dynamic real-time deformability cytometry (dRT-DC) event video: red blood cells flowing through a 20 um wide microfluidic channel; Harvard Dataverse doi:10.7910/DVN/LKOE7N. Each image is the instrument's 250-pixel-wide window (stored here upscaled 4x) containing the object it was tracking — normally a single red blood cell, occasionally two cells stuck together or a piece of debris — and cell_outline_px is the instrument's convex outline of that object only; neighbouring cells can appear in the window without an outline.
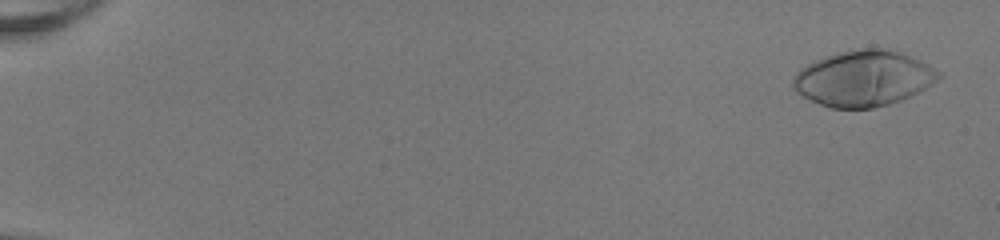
{"species": "human", "species_latin": "Homo sapiens", "temperature_condition": "room temperature", "stored_images_in_passage": 52, "camera_frame_rate_fps": 3000, "um_per_image_px": 0.085, "donor": {"sex": "female"}, "frame": {"image": 1, "passage_image": 3, "time_ms": 0.667, "image_size_px": [1000, 240], "cell_outline_px": [[944, 76], [932, 84], [900, 100], [888, 104], [872, 108], [828, 108], [796, 92], [792, 88], [792, 80], [796, 72], [800, 68], [824, 56], [840, 52], [860, 48], [888, 48], [900, 52], [920, 60], [940, 72]], "centroid_in_image_um": [73.38, 6.65], "position_along_channel_um": 11.6, "area_um2": 47.11}}
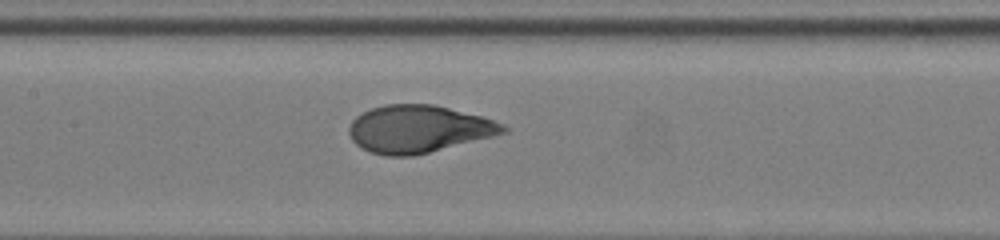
{"frame": {"image": 2, "passage_image": 28, "time_ms": 9.0, "image_size_px": [1000, 240], "cell_outline_px": [[508, 132], [412, 156], [384, 156], [372, 152], [356, 144], [352, 140], [348, 132], [348, 128], [352, 120], [356, 116], [372, 108], [384, 104], [432, 104], [480, 116], [504, 124], [508, 128]], "centroid_in_image_um": [35.54, 10.96], "position_along_channel_um": 171.9, "area_um2": 42.14}}
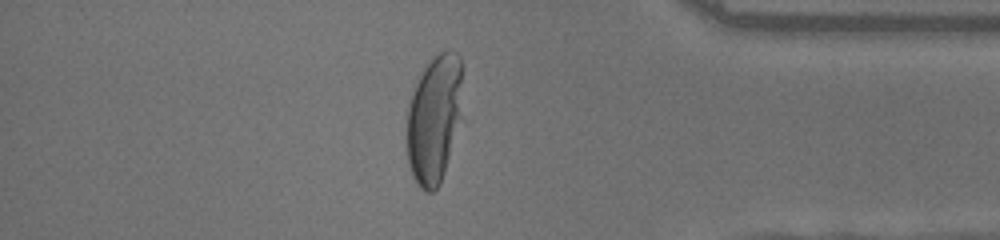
{"frame": {"image": 3, "passage_image": 46, "time_ms": 15.0, "image_size_px": [1000, 240], "cell_outline_px": [[468, 120], [440, 184], [432, 192], [424, 192], [416, 184], [408, 168], [408, 104], [412, 92], [424, 68], [440, 52], [448, 48], [456, 52], [460, 56], [464, 68]], "centroid_in_image_um": [37.09, 10.11], "position_along_channel_um": 398.1, "area_um2": 45.2}, "authors_computed_cell_mechanics": {"area_um2": 42.9454, "velocity_mm_per_s": 4.086, "shape_relaxation_time_tau1_ms": 3.3217, "shape_relaxation_time_tau2_ms": null, "deformation_change_tau1": 0.2459, "deformation_change_tau2": null}}